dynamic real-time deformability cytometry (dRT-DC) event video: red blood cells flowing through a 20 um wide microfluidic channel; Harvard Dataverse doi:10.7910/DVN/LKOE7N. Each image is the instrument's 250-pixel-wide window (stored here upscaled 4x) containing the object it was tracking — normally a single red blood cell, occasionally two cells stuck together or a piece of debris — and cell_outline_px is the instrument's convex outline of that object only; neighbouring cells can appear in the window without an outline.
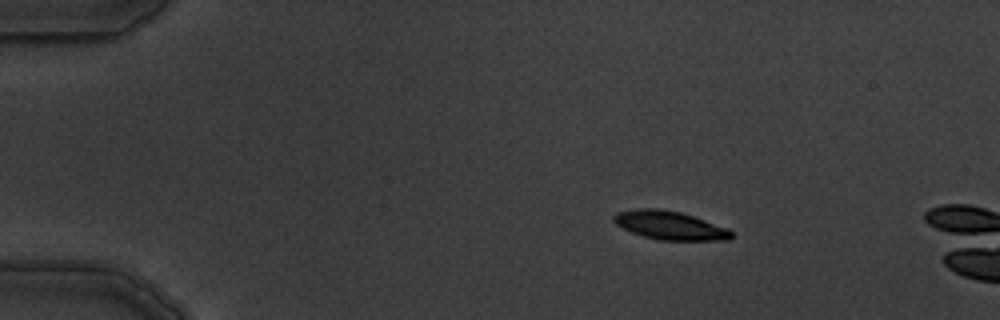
{"species": "common noctule bat (a hibernating species)", "species_latin": "Nyctalus noctula", "temperature_condition": "warm", "stored_images_in_passage": 5, "camera_frame_rate_fps": 3000, "um_per_image_px": 0.085, "animal": {"sex": "male", "body_mass_g": 19.5, "forearm_length_mm": 54.6}, "frame": {"image": 1, "passage_image": 3, "time_ms": 2.333, "image_size_px": [1000, 320], "cell_outline_px": [[732, 236], [728, 240], [660, 240], [644, 236], [632, 232], [616, 224], [612, 220], [612, 216], [616, 212], [636, 208], [660, 208], [680, 212], [728, 228], [732, 232]], "centroid_in_image_um": [56.9, 19.14], "position_along_channel_um": 28.1, "area_um2": 19.48}}